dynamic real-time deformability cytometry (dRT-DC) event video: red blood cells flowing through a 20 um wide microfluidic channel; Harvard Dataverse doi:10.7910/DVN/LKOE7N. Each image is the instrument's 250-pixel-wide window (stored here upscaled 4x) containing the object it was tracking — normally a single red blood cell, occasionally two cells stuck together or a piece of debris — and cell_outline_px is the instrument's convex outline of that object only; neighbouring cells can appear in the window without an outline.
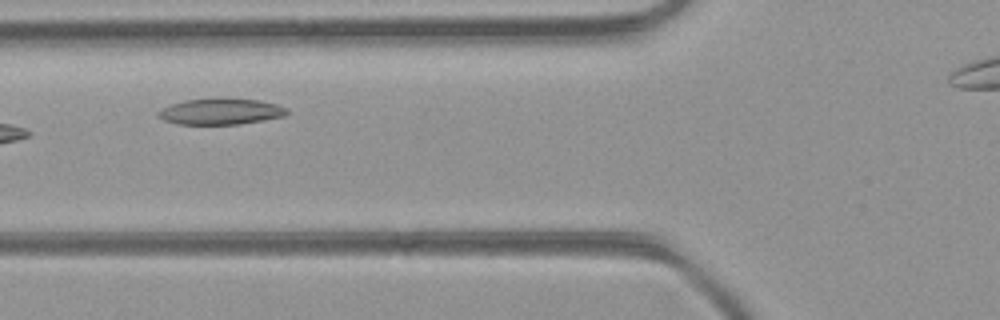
{"species": "common noctule bat (a hibernating species)", "species_latin": "Nyctalus noctula", "temperature_condition": "room temperature", "stored_images_in_passage": 10, "camera_frame_rate_fps": 3000, "um_per_image_px": 0.085, "animal": {"sex": "female", "body_mass_g": 21.9}, "frame": {"image": 1, "passage_image": 3, "time_ms": 0.667, "image_size_px": [1000, 320], "cell_outline_px": [[288, 112], [284, 116], [264, 120], [240, 124], [176, 124], [164, 120], [156, 116], [156, 112], [160, 108], [184, 100], [216, 96], [220, 96], [260, 100], [276, 104], [288, 108]], "centroid_in_image_um": [18.73, 9.44], "position_along_channel_um": 107.1, "area_um2": 20.29}}
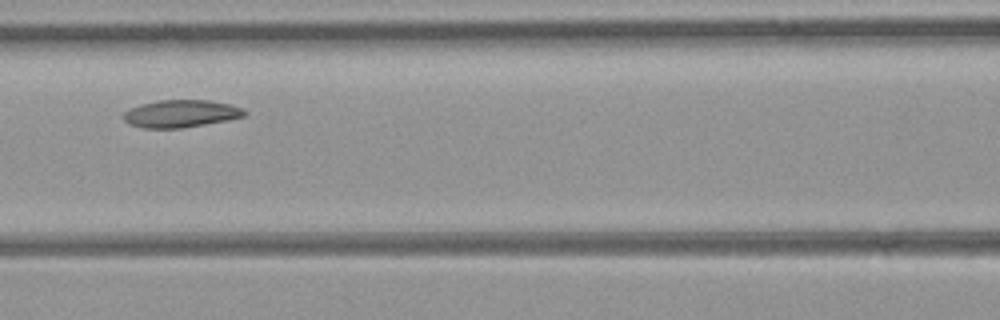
{"frame": {"image": 2, "passage_image": 6, "time_ms": 1.667, "image_size_px": [1000, 320], "cell_outline_px": [[248, 112], [244, 116], [228, 120], [180, 128], [144, 128], [128, 124], [120, 116], [124, 112], [140, 104], [160, 100], [208, 100], [228, 104], [244, 108]], "centroid_in_image_um": [15.35, 9.66], "position_along_channel_um": 151.2, "area_um2": 19.36}}